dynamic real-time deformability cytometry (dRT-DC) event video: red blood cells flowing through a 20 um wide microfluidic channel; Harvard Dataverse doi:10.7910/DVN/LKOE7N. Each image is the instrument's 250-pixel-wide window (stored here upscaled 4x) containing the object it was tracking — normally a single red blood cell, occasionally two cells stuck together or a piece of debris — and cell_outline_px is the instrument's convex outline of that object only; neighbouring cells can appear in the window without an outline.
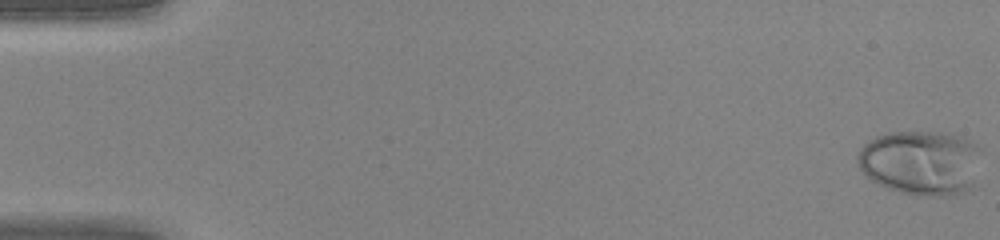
{"species": "human", "species_latin": "Homo sapiens", "temperature_condition": "warm", "stored_images_in_passage": 45, "camera_frame_rate_fps": 3000, "um_per_image_px": 0.085, "donor": {"sex": "female"}, "frame": {"image": 1, "passage_image": 1, "time_ms": 0.0, "image_size_px": [1000, 240], "cell_outline_px": [[980, 148], [972, 184], [964, 192], [952, 196], [916, 196], [900, 192], [888, 188], [872, 180], [856, 164], [860, 148], [868, 140], [876, 136], [888, 132], [940, 132], [956, 136], [968, 140], [976, 144]], "centroid_in_image_um": [78.22, 13.83], "position_along_channel_um": 6.8, "area_um2": 46.41}}
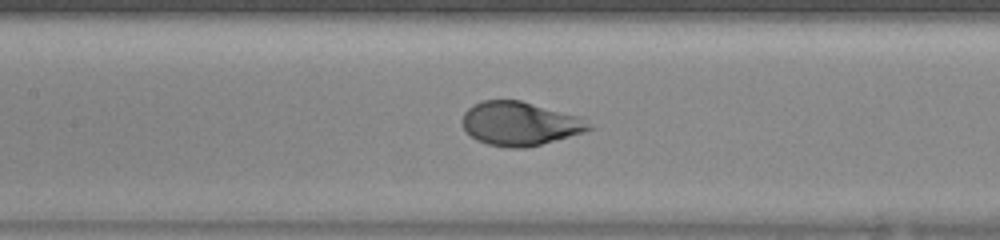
{"frame": {"image": 2, "passage_image": 22, "time_ms": 7.0, "image_size_px": [1000, 240], "cell_outline_px": [[596, 128], [584, 132], [540, 144], [524, 148], [508, 148], [488, 144], [476, 140], [464, 128], [460, 120], [464, 112], [472, 104], [484, 100], [520, 100], [580, 116]], "centroid_in_image_um": [44.18, 10.5], "position_along_channel_um": 163.2, "area_um2": 32.37}}
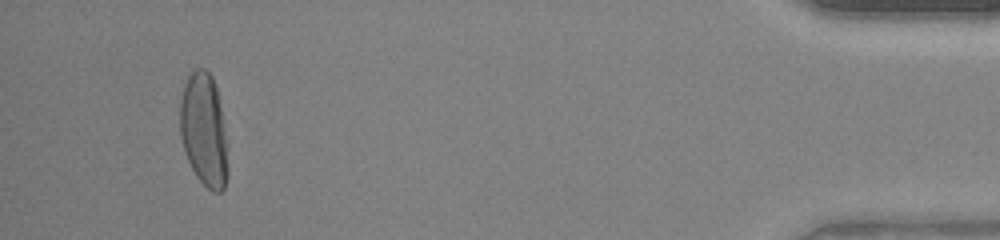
{"frame": {"image": 3, "passage_image": 43, "time_ms": 14.0, "image_size_px": [1000, 240], "cell_outline_px": [[228, 176], [224, 188], [220, 192], [212, 192], [196, 176], [188, 160], [180, 136], [180, 100], [184, 84], [188, 76], [196, 68], [204, 68], [212, 76], [216, 88], [224, 120], [228, 140]], "centroid_in_image_um": [17.36, 11.07], "position_along_channel_um": 417.8, "area_um2": 32.02}}